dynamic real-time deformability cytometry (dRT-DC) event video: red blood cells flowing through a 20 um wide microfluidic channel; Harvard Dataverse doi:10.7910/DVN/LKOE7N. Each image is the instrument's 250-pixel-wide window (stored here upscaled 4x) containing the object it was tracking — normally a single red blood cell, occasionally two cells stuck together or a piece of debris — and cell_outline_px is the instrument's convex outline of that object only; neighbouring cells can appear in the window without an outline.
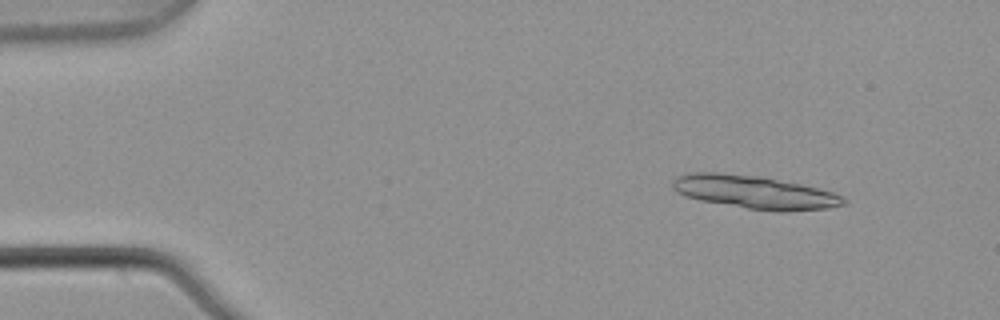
{"species": "common noctule bat (a hibernating species)", "species_latin": "Nyctalus noctula", "temperature_condition": "warm", "stored_images_in_passage": 4, "camera_frame_rate_fps": 3000, "um_per_image_px": 0.085, "animal": {"sex": "male", "body_mass_g": 21.5, "forearm_length_mm": 52.0}, "frame": {"image": 1, "passage_image": 2, "time_ms": 0.333, "image_size_px": [1000, 320], "cell_outline_px": [[848, 204], [828, 208], [784, 212], [776, 212], [748, 208], [700, 200], [684, 196], [676, 192], [672, 188], [672, 180], [676, 176], [688, 172], [716, 172], [756, 176], [800, 184], [832, 192], [844, 196], [848, 200]], "centroid_in_image_um": [64.13, 16.34], "position_along_channel_um": 20.9, "area_um2": 33.06}}